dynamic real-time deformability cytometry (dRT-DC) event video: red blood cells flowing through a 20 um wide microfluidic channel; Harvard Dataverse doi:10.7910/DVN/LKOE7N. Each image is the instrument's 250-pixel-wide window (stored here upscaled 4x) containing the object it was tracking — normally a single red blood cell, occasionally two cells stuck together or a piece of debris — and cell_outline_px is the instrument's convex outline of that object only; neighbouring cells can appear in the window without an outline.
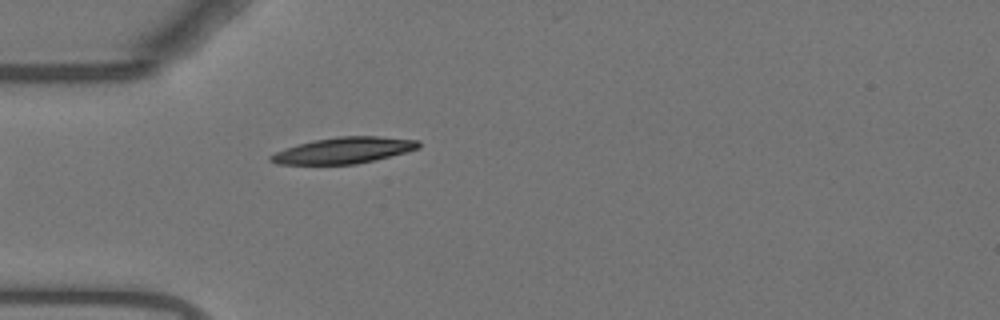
{"species": "Egyptian fruit bat (a non-hibernating species)", "species_latin": "Rousettus aegyptiacus", "temperature_condition": "warm", "stored_images_in_passage": 33, "camera_frame_rate_fps": 3000, "um_per_image_px": 0.085, "animal": {"sex": "female"}, "frame": {"image": 1, "passage_image": 1, "time_ms": 0.0, "image_size_px": [1000, 320], "cell_outline_px": [[420, 148], [376, 160], [356, 164], [276, 164], [268, 160], [268, 156], [284, 148], [316, 140], [336, 136], [376, 136], [420, 140]], "centroid_in_image_um": [29.22, 12.78], "position_along_channel_um": 55.8, "area_um2": 22.54}}
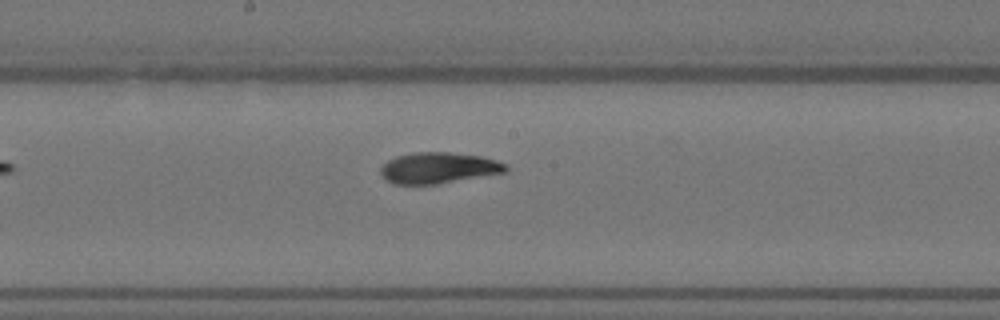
{"frame": {"image": 2, "passage_image": 14, "time_ms": 4.333, "image_size_px": [1000, 320], "cell_outline_px": [[508, 172], [436, 184], [396, 184], [388, 180], [380, 172], [380, 168], [388, 160], [396, 156], [416, 152], [448, 152], [480, 156], [496, 160], [508, 164]], "centroid_in_image_um": [37.32, 14.27], "position_along_channel_um": 210.9, "area_um2": 22.54}}
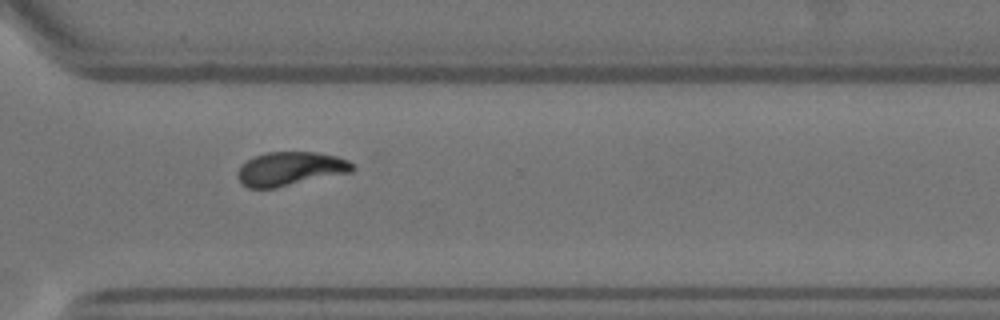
{"frame": {"image": 3, "passage_image": 25, "time_ms": 8.0, "image_size_px": [1000, 320], "cell_outline_px": [[356, 168], [352, 172], [276, 188], [248, 188], [240, 184], [236, 176], [236, 172], [248, 160], [256, 156], [268, 152], [316, 152], [336, 156], [348, 160]], "centroid_in_image_um": [24.67, 14.36], "position_along_channel_um": 345.9, "area_um2": 22.72}}